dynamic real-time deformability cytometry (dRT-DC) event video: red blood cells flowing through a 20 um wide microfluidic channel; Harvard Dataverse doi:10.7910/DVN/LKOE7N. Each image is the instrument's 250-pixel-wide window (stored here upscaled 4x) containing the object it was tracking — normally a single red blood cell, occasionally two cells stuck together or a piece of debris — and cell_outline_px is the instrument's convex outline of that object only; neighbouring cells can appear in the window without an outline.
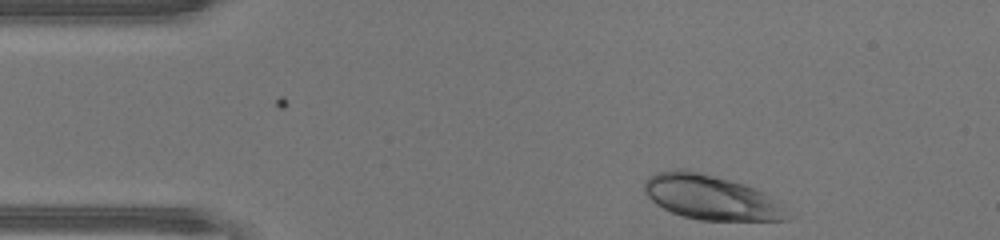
{"species": "human", "species_latin": "Homo sapiens", "temperature_condition": "warm", "stored_images_in_passage": 33, "camera_frame_rate_fps": 3000, "um_per_image_px": 0.085, "donor": {"sex": "male"}, "frame": {"image": 1, "passage_image": 1, "time_ms": 0.0, "image_size_px": [1000, 240], "cell_outline_px": [[796, 216], [788, 220], [700, 220], [684, 216], [672, 212], [656, 204], [644, 192], [644, 180], [648, 176], [656, 172], [676, 168], [688, 168], [744, 184], [764, 192], [780, 200]], "centroid_in_image_um": [60.51, 16.76], "position_along_channel_um": 24.5, "area_um2": 38.03}}
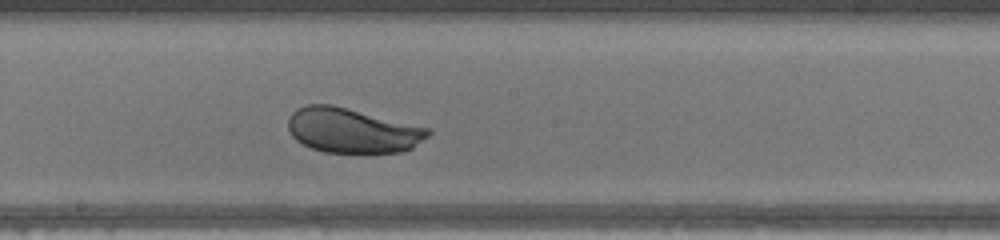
{"frame": {"image": 2, "passage_image": 19, "time_ms": 6.0, "image_size_px": [1000, 240], "cell_outline_px": [[432, 132], [428, 136], [412, 148], [400, 152], [324, 152], [312, 148], [296, 140], [292, 136], [288, 128], [288, 116], [296, 108], [308, 104], [332, 104], [432, 128]], "centroid_in_image_um": [29.95, 11.07], "position_along_channel_um": 218.3, "area_um2": 36.7}}
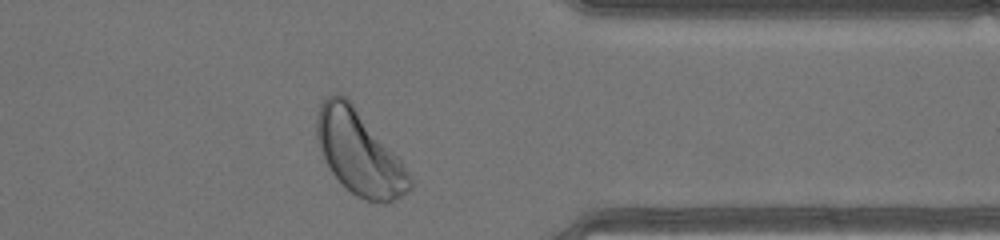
{"frame": {"image": 3, "passage_image": 31, "time_ms": 10.0, "image_size_px": [1000, 240], "cell_outline_px": [[412, 188], [408, 192], [392, 200], [364, 200], [356, 196], [332, 172], [316, 140], [316, 116], [320, 100], [336, 92], [340, 92], [352, 100], [400, 160], [412, 180]], "centroid_in_image_um": [30.49, 12.88], "position_along_channel_um": 380.9, "area_um2": 44.97}, "authors_computed_cell_mechanics": {"area_um2": 37.3966, "velocity_mm_per_s": 4.3873, "shape_relaxation_time_tau1_ms": 1.8079, "shape_relaxation_time_tau2_ms": null, "deformation_change_tau1": 0.1054, "deformation_change_tau2": null}}